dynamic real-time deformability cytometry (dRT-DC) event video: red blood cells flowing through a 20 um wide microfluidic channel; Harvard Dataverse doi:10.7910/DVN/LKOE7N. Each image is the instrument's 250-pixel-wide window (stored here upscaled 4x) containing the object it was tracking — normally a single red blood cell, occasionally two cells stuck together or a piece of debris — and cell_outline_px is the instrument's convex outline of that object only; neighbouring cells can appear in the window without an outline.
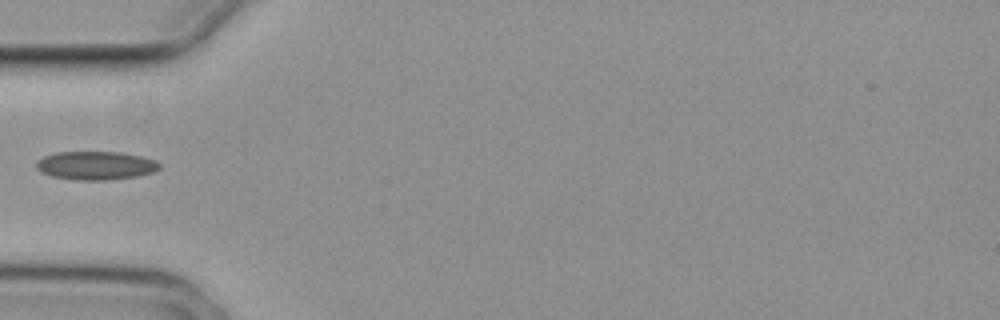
{"species": "common noctule bat (a hibernating species)", "species_latin": "Nyctalus noctula", "temperature_condition": "cold", "stored_images_in_passage": 4, "camera_frame_rate_fps": 3000, "um_per_image_px": 0.085, "animal": {"sex": "female", "body_mass_g": 29.2, "forearm_length_mm": 56.3}, "frame": {"image": 1, "passage_image": 4, "time_ms": 1.0, "image_size_px": [1000, 320], "cell_outline_px": [[160, 168], [152, 172], [136, 176], [108, 180], [76, 180], [52, 176], [40, 172], [36, 168], [36, 164], [44, 156], [56, 152], [120, 152], [140, 156], [156, 160], [160, 164]], "centroid_in_image_um": [8.13, 14.07], "position_along_channel_um": 76.9, "area_um2": 20.35}}